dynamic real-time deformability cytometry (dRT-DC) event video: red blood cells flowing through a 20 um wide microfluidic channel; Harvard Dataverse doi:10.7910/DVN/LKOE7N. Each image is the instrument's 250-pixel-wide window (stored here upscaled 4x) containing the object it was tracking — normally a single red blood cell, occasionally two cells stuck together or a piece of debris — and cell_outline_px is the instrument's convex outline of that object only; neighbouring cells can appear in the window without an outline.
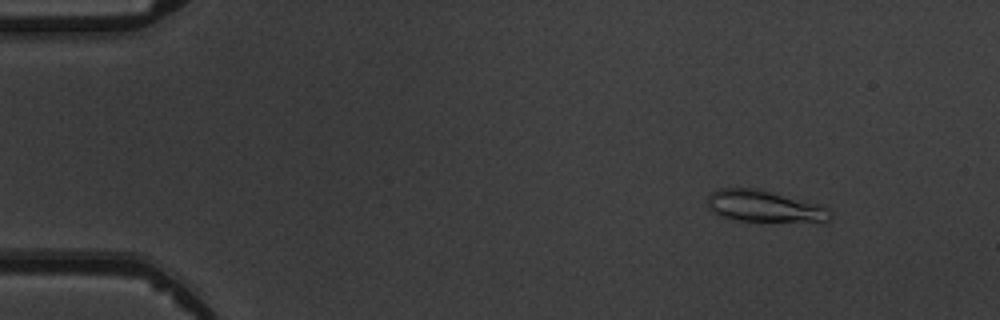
{"species": "common noctule bat (a hibernating species)", "species_latin": "Nyctalus noctula", "temperature_condition": "warm", "stored_images_in_passage": 6, "camera_frame_rate_fps": 3000, "um_per_image_px": 0.085, "animal": {"sex": "male", "body_mass_g": 19.5, "forearm_length_mm": 54.6}, "frame": {"image": 1, "passage_image": 2, "time_ms": 1.0, "image_size_px": [1000, 320], "cell_outline_px": [[832, 216], [828, 220], [740, 220], [720, 216], [708, 208], [708, 196], [712, 192], [720, 188], [756, 188], [772, 192], [816, 204], [828, 208], [832, 212]], "centroid_in_image_um": [64.89, 17.5], "position_along_channel_um": 20.1, "area_um2": 21.73}}